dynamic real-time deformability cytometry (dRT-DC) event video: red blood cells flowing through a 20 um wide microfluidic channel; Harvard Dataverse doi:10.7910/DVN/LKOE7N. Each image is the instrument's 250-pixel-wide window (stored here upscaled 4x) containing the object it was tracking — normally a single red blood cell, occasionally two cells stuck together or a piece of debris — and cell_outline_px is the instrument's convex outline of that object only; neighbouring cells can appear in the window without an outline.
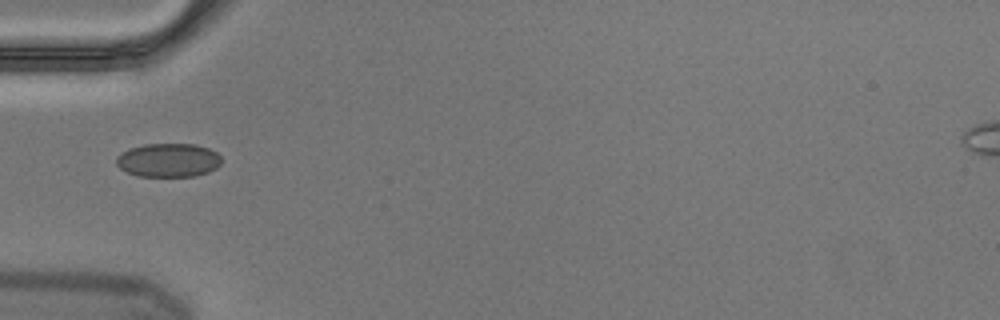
{"species": "Egyptian fruit bat (a non-hibernating species)", "species_latin": "Rousettus aegyptiacus", "temperature_condition": "cold", "stored_images_in_passage": 6, "camera_frame_rate_fps": 3000, "um_per_image_px": 0.085, "animal": {"sex": "male"}, "frame": {"image": 1, "passage_image": 6, "time_ms": 1.667, "image_size_px": [1000, 320], "cell_outline_px": [[220, 164], [216, 168], [208, 172], [196, 176], [136, 176], [120, 168], [116, 164], [116, 156], [132, 148], [144, 144], [196, 144], [208, 148], [216, 152], [220, 156]], "centroid_in_image_um": [14.32, 13.62], "position_along_channel_um": 70.7, "area_um2": 20.58}}